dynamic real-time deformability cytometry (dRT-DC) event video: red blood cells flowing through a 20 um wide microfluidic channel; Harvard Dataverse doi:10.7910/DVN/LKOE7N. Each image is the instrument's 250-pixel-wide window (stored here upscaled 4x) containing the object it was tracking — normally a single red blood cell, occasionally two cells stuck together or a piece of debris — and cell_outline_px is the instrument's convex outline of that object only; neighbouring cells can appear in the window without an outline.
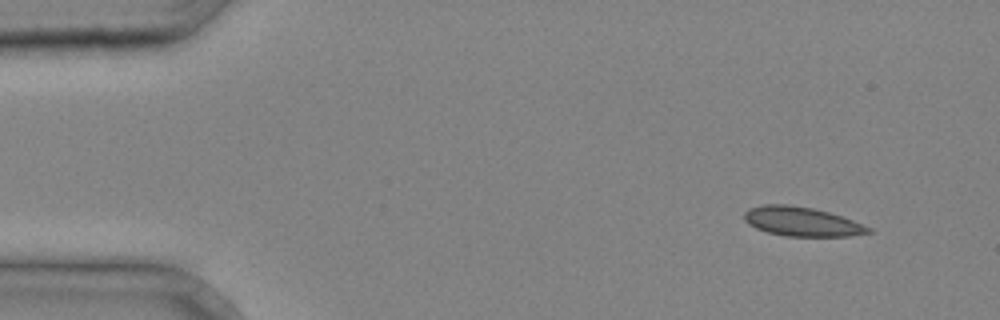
{"species": "common noctule bat (a hibernating species)", "species_latin": "Nyctalus noctula", "temperature_condition": "cold", "stored_images_in_passage": 5, "segment_of_instrument_passage": [2, 2], "camera_frame_rate_fps": 3000, "um_per_image_px": 0.085, "animal": {"sex": "male", "body_mass_g": 20.4}, "frame": {"image": 1, "passage_image": 5, "time_ms": 1.333, "image_size_px": [1000, 320], "cell_outline_px": [[872, 232], [848, 236], [784, 236], [768, 232], [756, 228], [748, 224], [744, 220], [744, 212], [748, 208], [764, 204], [788, 204], [812, 208], [828, 212], [852, 220], [872, 228]], "centroid_in_image_um": [68.11, 18.83], "position_along_channel_um": 16.9, "area_um2": 21.1}}